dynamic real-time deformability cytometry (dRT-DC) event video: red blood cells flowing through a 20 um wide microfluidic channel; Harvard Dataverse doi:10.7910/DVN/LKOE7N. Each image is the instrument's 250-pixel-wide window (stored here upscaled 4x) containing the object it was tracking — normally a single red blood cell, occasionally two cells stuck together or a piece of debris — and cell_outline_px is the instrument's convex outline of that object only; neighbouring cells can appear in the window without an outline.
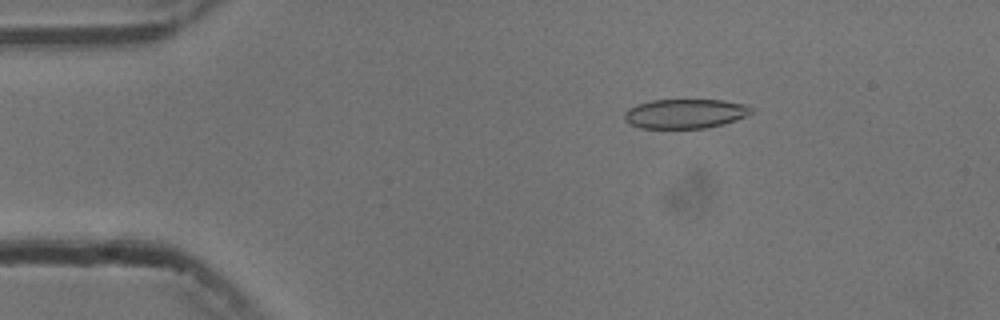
{"species": "common noctule bat (a hibernating species)", "species_latin": "Nyctalus noctula", "temperature_condition": "cold", "stored_images_in_passage": 54, "camera_frame_rate_fps": 3000, "um_per_image_px": 0.085, "animal": {"sex": "male", "body_mass_g": 13.3}, "frame": {"image": 1, "passage_image": 9, "time_ms": 2.667, "image_size_px": [1000, 320], "cell_outline_px": [[752, 112], [736, 120], [724, 124], [704, 128], [640, 128], [628, 124], [624, 120], [624, 112], [628, 108], [636, 104], [652, 100], [724, 100], [748, 104], [752, 108]], "centroid_in_image_um": [58.21, 9.66], "position_along_channel_um": 26.8, "area_um2": 21.96}}
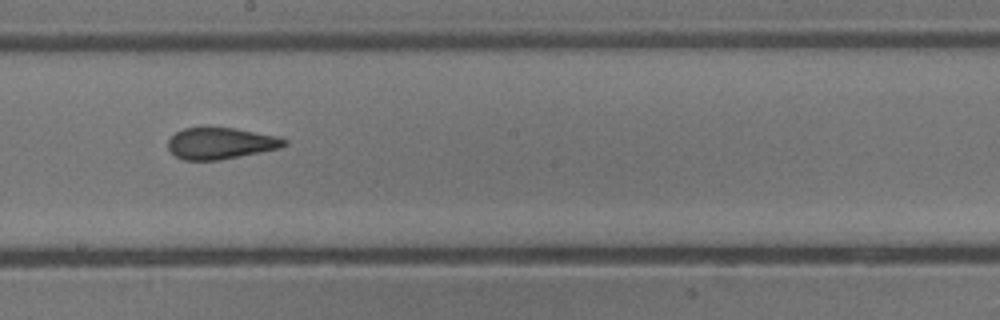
{"frame": {"image": 2, "passage_image": 30, "time_ms": 9.667, "image_size_px": [1000, 320], "cell_outline_px": [[288, 144], [280, 148], [220, 160], [184, 160], [176, 156], [168, 148], [168, 140], [176, 132], [184, 128], [204, 124], [208, 124], [236, 128], [280, 136], [288, 140]], "centroid_in_image_um": [18.76, 12.13], "position_along_channel_um": 229.4, "area_um2": 22.14}}
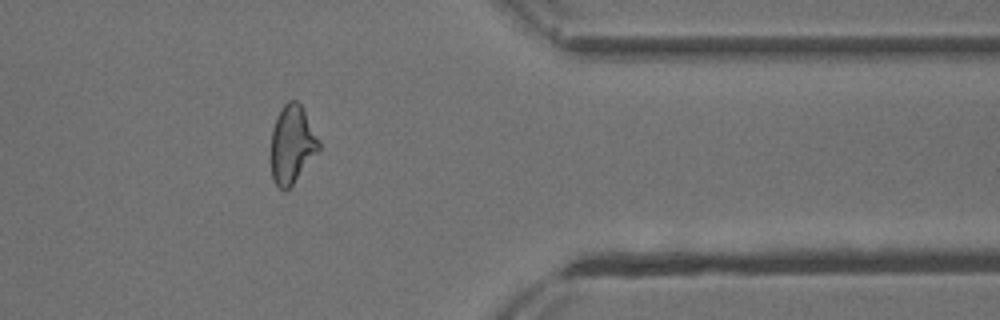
{"frame": {"image": 3, "passage_image": 44, "time_ms": 14.333, "image_size_px": [1000, 320], "cell_outline_px": [[320, 148], [292, 184], [284, 192], [276, 184], [272, 176], [272, 128], [276, 116], [280, 108], [288, 100], [296, 100], [304, 108], [320, 140]], "centroid_in_image_um": [24.83, 12.21], "position_along_channel_um": 386.6, "area_um2": 21.62}, "authors_computed_cell_mechanics": {"area_um2": 22.4264, "velocity_mm_per_s": 3.7528, "shape_relaxation_time_tau1_ms": 8.1362, "shape_relaxation_time_tau2_ms": 1.6438, "deformation_change_tau1": 0.1815, "deformation_change_tau2": 0.0915}}